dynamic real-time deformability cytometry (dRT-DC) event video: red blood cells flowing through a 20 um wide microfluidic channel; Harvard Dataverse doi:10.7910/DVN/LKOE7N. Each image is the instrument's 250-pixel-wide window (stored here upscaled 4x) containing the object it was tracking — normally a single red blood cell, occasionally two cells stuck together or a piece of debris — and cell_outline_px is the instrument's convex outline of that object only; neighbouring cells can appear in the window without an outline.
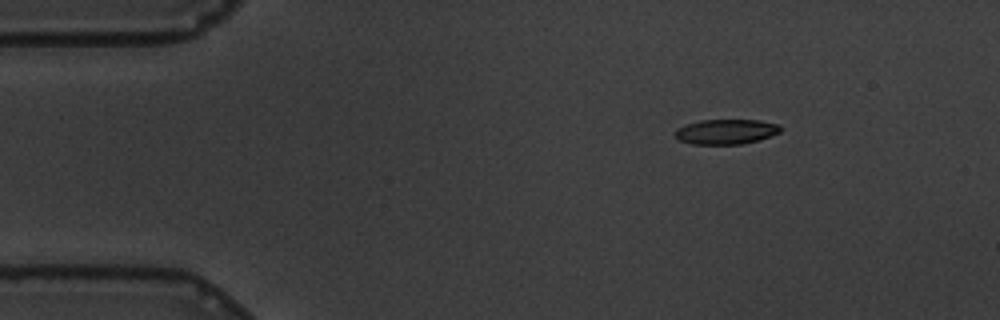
{"species": "common noctule bat (a hibernating species)", "species_latin": "Nyctalus noctula", "temperature_condition": "warm", "stored_images_in_passage": 11, "camera_frame_rate_fps": 3000, "um_per_image_px": 0.085, "animal": {"sex": "male", "body_mass_g": 19.5, "forearm_length_mm": 54.6}, "frame": {"image": 1, "passage_image": 1, "time_ms": 0.0, "image_size_px": [1000, 320], "cell_outline_px": [[784, 128], [780, 132], [772, 136], [760, 140], [740, 144], [692, 144], [680, 140], [676, 136], [676, 128], [700, 120], [760, 120], [780, 124]], "centroid_in_image_um": [61.8, 11.19], "position_along_channel_um": 23.2, "area_um2": 15.43}}
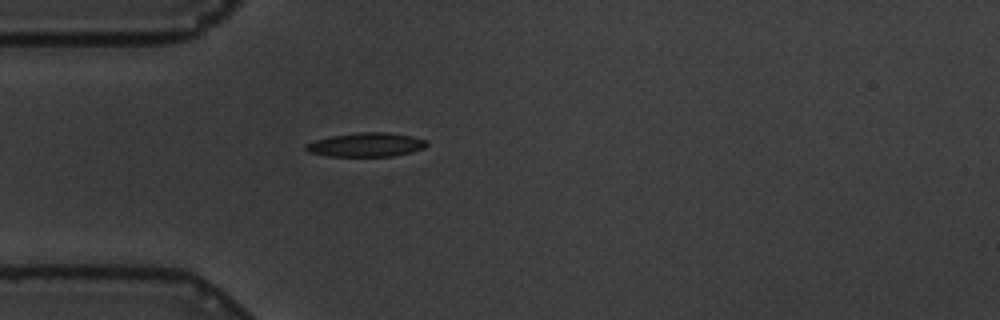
{"frame": {"image": 2, "passage_image": 9, "time_ms": 2.667, "image_size_px": [1000, 320], "cell_outline_px": [[428, 144], [424, 148], [412, 152], [392, 156], [328, 156], [308, 152], [304, 148], [304, 144], [316, 140], [332, 136], [360, 132], [388, 132], [412, 136], [428, 140]], "centroid_in_image_um": [31.14, 12.3], "position_along_channel_um": 53.9, "area_um2": 16.94}}